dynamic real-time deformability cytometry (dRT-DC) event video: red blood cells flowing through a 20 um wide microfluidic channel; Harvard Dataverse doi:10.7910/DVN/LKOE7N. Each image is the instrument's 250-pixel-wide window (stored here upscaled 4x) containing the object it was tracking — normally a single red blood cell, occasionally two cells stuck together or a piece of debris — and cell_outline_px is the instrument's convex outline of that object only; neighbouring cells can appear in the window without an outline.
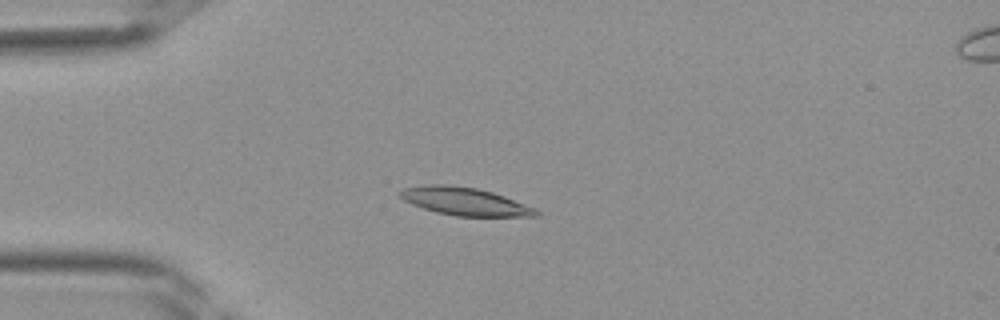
{"species": "Egyptian fruit bat (a non-hibernating species)", "species_latin": "Rousettus aegyptiacus", "temperature_condition": "room temperature", "stored_images_in_passage": 40, "camera_frame_rate_fps": 3000, "um_per_image_px": 0.085, "frame": {"image": 1, "passage_image": 10, "time_ms": 3.0, "image_size_px": [1000, 320], "cell_outline_px": [[540, 216], [456, 216], [436, 212], [412, 204], [404, 200], [396, 192], [404, 188], [424, 184], [448, 184], [476, 188], [492, 192], [504, 196], [536, 208], [540, 212]], "centroid_in_image_um": [39.49, 17.11], "position_along_channel_um": 45.5, "area_um2": 22.14}}
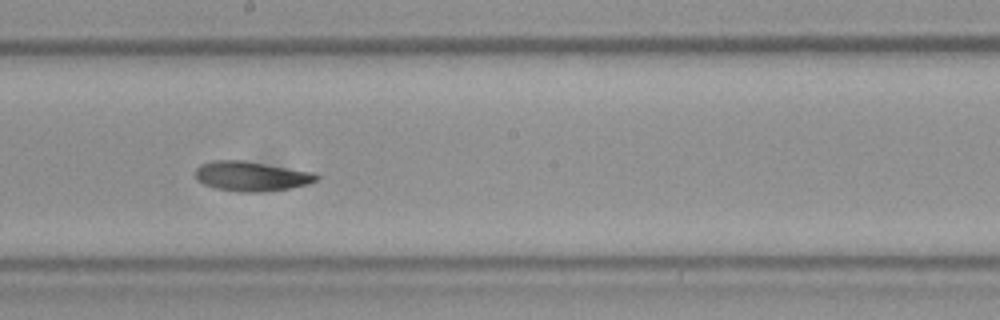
{"frame": {"image": 2, "passage_image": 22, "time_ms": 7.0, "image_size_px": [1000, 320], "cell_outline_px": [[320, 176], [316, 180], [308, 184], [288, 188], [256, 192], [240, 192], [216, 188], [204, 184], [196, 180], [196, 168], [200, 164], [212, 160], [244, 160], [316, 172]], "centroid_in_image_um": [21.36, 14.96], "position_along_channel_um": 226.8, "area_um2": 21.04}}
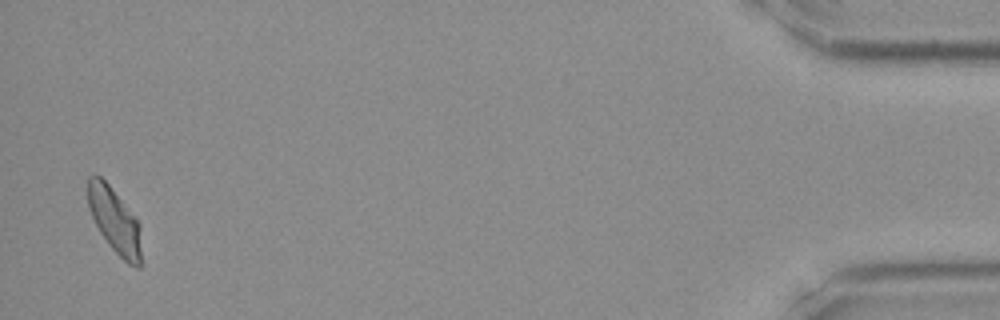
{"frame": {"image": 3, "passage_image": 39, "time_ms": 12.667, "image_size_px": [1000, 320], "cell_outline_px": [[140, 268], [136, 268], [128, 264], [108, 244], [100, 232], [92, 216], [88, 204], [88, 176], [92, 172], [100, 176], [108, 184], [140, 224]], "centroid_in_image_um": [9.73, 18.74], "position_along_channel_um": 425.5, "area_um2": 19.94}}